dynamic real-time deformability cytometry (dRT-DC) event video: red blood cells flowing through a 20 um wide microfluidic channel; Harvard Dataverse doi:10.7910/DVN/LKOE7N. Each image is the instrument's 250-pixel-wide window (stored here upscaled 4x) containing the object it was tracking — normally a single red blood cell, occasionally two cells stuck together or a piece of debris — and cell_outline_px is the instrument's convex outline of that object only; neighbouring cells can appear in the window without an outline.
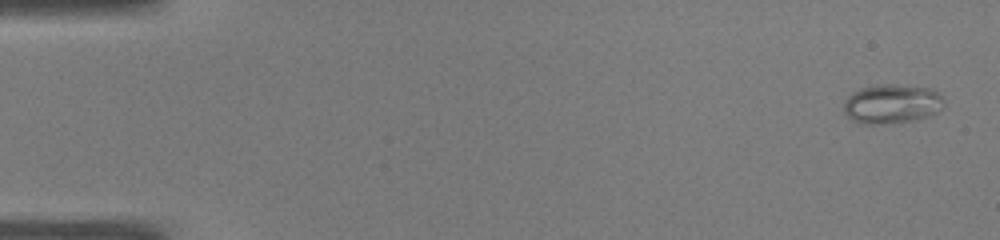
{"species": "common noctule bat (a hibernating species)", "species_latin": "Nyctalus noctula", "temperature_condition": "warm", "stored_images_in_passage": 49, "camera_frame_rate_fps": 3000, "um_per_image_px": 0.085, "animal": {"sex": "male", "body_mass_g": 19.0, "forearm_length_mm": 50.8}, "frame": {"image": 1, "passage_image": 1, "time_ms": 0.0, "image_size_px": [1000, 240], "cell_outline_px": [[944, 108], [928, 116], [912, 120], [872, 124], [864, 124], [852, 120], [844, 112], [844, 100], [852, 92], [864, 88], [884, 84], [896, 84], [932, 88], [944, 100]], "centroid_in_image_um": [75.81, 8.82], "position_along_channel_um": 9.2, "area_um2": 22.72}}
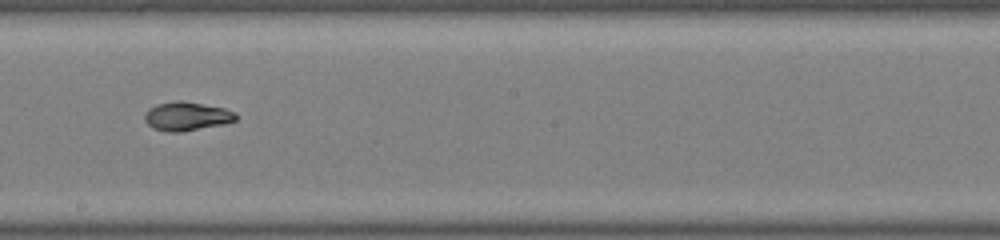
{"frame": {"image": 2, "passage_image": 28, "time_ms": 9.0, "image_size_px": [1000, 240], "cell_outline_px": [[236, 120], [224, 124], [180, 132], [168, 132], [152, 128], [144, 120], [144, 112], [148, 108], [156, 104], [172, 100], [180, 100], [224, 108], [236, 112]], "centroid_in_image_um": [15.82, 9.87], "position_along_channel_um": 232.4, "area_um2": 15.43}}
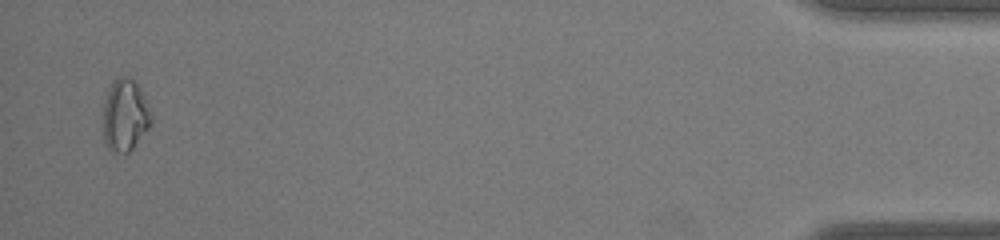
{"frame": {"image": 3, "passage_image": 48, "time_ms": 15.667, "image_size_px": [1000, 240], "cell_outline_px": [[152, 124], [132, 148], [128, 152], [112, 152], [108, 148], [104, 140], [104, 96], [112, 80], [120, 76], [128, 76], [140, 88], [148, 104], [152, 120]], "centroid_in_image_um": [10.62, 9.77], "position_along_channel_um": 424.6, "area_um2": 20.17}, "authors_computed_cell_mechanics": {"area_um2": 15.7216, "velocity_mm_per_s": 4.086, "shape_relaxation_time_tau1_ms": null, "shape_relaxation_time_tau2_ms": 1.3261, "deformation_change_tau1": null, "deformation_change_tau2": 0.0314}}